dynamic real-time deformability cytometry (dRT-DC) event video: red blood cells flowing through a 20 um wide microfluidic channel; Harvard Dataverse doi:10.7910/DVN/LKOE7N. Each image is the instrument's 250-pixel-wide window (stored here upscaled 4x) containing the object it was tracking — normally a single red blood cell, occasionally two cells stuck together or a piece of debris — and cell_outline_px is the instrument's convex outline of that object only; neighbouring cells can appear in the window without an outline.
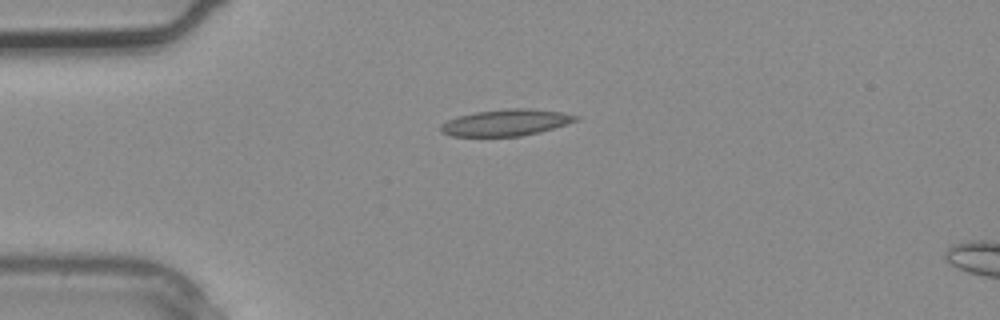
{"species": "common noctule bat (a hibernating species)", "species_latin": "Nyctalus noctula", "temperature_condition": "warm", "stored_images_in_passage": 3, "camera_frame_rate_fps": 3000, "um_per_image_px": 0.085, "animal": {"sex": "male", "body_mass_g": 20.4}, "frame": {"image": 1, "passage_image": 2, "time_ms": 0.333, "image_size_px": [1000, 320], "cell_outline_px": [[580, 120], [540, 132], [520, 136], [452, 136], [440, 132], [440, 124], [448, 120], [460, 116], [476, 112], [508, 108], [528, 108], [560, 112], [580, 116]], "centroid_in_image_um": [43.03, 10.42], "position_along_channel_um": 42.0, "area_um2": 20.81}}